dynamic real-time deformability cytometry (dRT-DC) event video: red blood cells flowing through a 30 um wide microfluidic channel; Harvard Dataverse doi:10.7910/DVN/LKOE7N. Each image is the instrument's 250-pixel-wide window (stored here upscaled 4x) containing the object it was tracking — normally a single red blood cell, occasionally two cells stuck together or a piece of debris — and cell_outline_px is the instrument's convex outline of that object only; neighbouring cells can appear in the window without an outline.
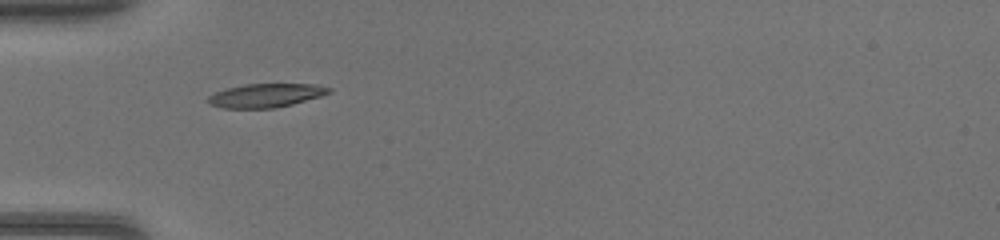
{"species": "common noctule bat (a hibernating species)", "species_latin": "Nyctalus noctula", "temperature_condition": "warm", "stored_images_in_passage": 32, "camera_frame_rate_fps": 3000, "um_per_image_px": 0.085, "animal": {"sex": "female", "body_mass_g": 17.0, "forearm_length_mm": 48.0}, "frame": {"image": 1, "passage_image": 1, "time_ms": 0.0, "image_size_px": [1000, 240], "cell_outline_px": [[332, 92], [320, 96], [292, 104], [276, 108], [224, 108], [208, 104], [208, 96], [224, 88], [244, 84], [316, 84], [332, 88]], "centroid_in_image_um": [22.59, 8.11], "position_along_channel_um": 62.4, "area_um2": 16.76}}
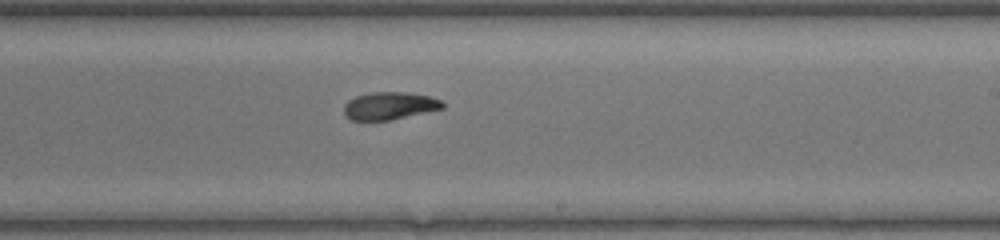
{"frame": {"image": 2, "passage_image": 14, "time_ms": 4.333, "image_size_px": [1000, 240], "cell_outline_px": [[444, 108], [388, 120], [352, 120], [344, 116], [344, 104], [348, 100], [356, 96], [372, 92], [408, 92], [428, 96], [440, 100], [444, 104]], "centroid_in_image_um": [33.07, 8.99], "position_along_channel_um": 255.9, "area_um2": 15.72}}
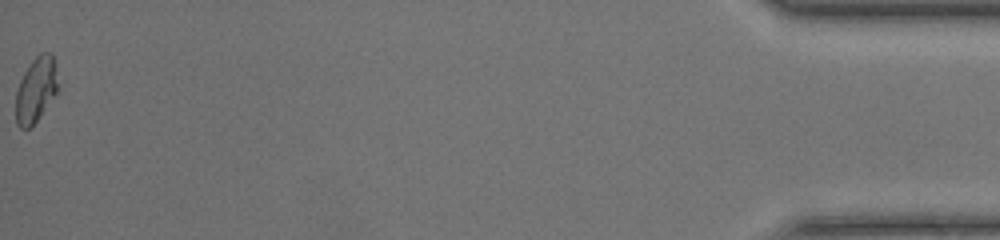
{"frame": {"image": 3, "passage_image": 32, "time_ms": 10.333, "image_size_px": [1000, 240], "cell_outline_px": [[56, 92], [32, 128], [20, 128], [16, 124], [16, 92], [20, 80], [24, 72], [32, 60], [40, 52], [52, 52], [56, 64]], "centroid_in_image_um": [3.03, 7.62], "position_along_channel_um": 432.2, "area_um2": 15.9}}